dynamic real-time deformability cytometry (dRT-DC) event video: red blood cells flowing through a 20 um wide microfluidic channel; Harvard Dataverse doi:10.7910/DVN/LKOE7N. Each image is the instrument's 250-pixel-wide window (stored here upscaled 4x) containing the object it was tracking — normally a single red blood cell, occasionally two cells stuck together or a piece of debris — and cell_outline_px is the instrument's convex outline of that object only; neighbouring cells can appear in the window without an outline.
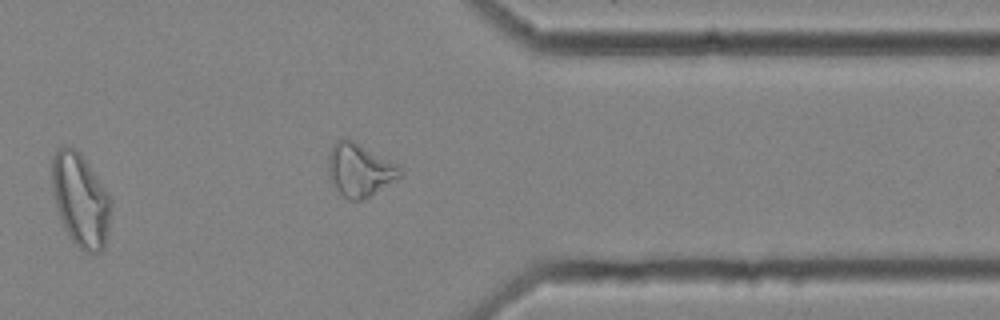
{"species": "common noctule bat (a hibernating species)", "species_latin": "Nyctalus noctula", "temperature_condition": "cold", "stored_images_in_passage": 35, "segment_of_instrument_passage": [2, 2], "camera_frame_rate_fps": 3000, "um_per_image_px": 0.085, "animal": {"sex": "female", "body_mass_g": 25.1}, "frame": {"image": 1, "passage_image": 32, "time_ms": 10.333, "image_size_px": [1000, 320], "cell_outline_px": [[112, 208], [104, 248], [100, 252], [84, 252], [72, 240], [64, 228], [60, 220], [56, 208], [52, 192], [52, 156], [60, 148], [76, 148], [80, 152], [108, 192], [112, 200]], "centroid_in_image_um": [6.85, 17.01], "position_along_channel_um": 404.5, "area_um2": 32.14}}